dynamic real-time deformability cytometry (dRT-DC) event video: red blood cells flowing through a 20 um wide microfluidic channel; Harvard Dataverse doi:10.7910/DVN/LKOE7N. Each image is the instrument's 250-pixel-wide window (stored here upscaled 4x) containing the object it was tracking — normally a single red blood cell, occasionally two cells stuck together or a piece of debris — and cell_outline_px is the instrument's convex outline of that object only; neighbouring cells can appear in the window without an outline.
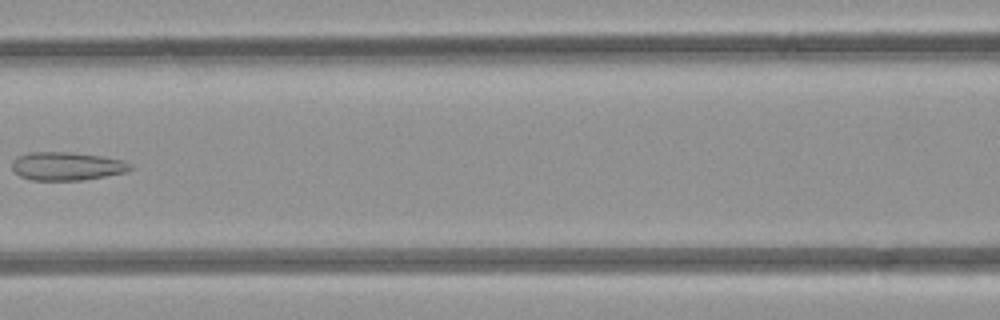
{"species": "common noctule bat (a hibernating species)", "species_latin": "Nyctalus noctula", "temperature_condition": "room temperature", "stored_images_in_passage": 6, "camera_frame_rate_fps": 3000, "um_per_image_px": 0.085, "animal": {"sex": "female", "body_mass_g": 21.9}, "frame": {"image": 1, "passage_image": 6, "time_ms": 5.667, "image_size_px": [1000, 320], "cell_outline_px": [[136, 168], [124, 172], [84, 180], [32, 180], [20, 176], [12, 168], [12, 160], [16, 156], [32, 152], [72, 152], [100, 156], [124, 160], [132, 164]], "centroid_in_image_um": [5.7, 14.12], "position_along_channel_um": 160.9, "area_um2": 19.59}}